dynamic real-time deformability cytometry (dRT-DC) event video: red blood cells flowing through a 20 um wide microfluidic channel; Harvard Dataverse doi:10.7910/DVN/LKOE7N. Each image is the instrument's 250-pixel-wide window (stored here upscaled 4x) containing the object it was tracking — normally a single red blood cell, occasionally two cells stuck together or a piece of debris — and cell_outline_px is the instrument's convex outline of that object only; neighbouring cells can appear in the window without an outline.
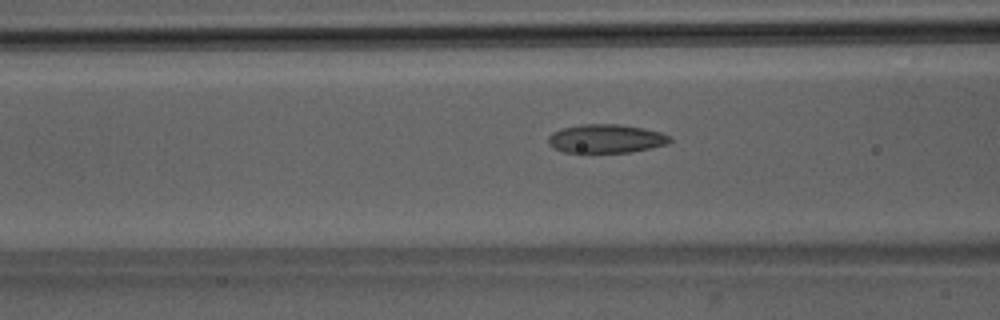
{"species": "Egyptian fruit bat (a non-hibernating species)", "species_latin": "Rousettus aegyptiacus", "temperature_condition": "room temperature", "stored_images_in_passage": 27, "camera_frame_rate_fps": 3000, "um_per_image_px": 0.085, "animal": {"sex": "male"}, "frame": {"image": 1, "passage_image": 4, "time_ms": 1.0, "image_size_px": [1000, 320], "cell_outline_px": [[672, 140], [668, 144], [632, 152], [564, 152], [548, 144], [548, 136], [552, 132], [564, 128], [580, 124], [620, 124], [644, 128], [660, 132], [672, 136]], "centroid_in_image_um": [51.55, 11.78], "position_along_channel_um": 115.1, "area_um2": 20.35}}
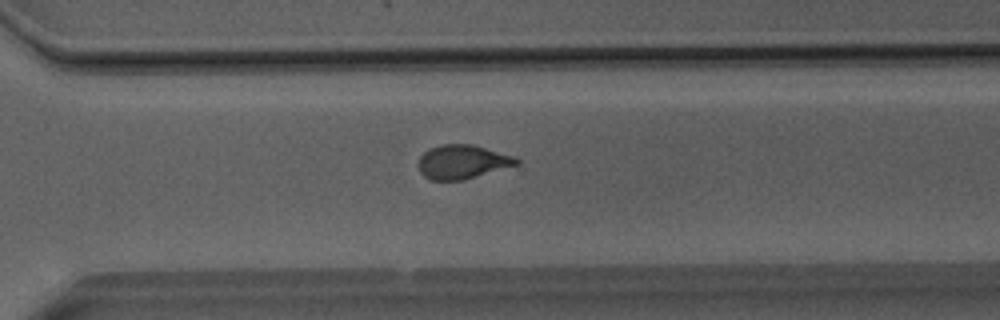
{"frame": {"image": 2, "passage_image": 20, "time_ms": 6.333, "image_size_px": [1000, 320], "cell_outline_px": [[520, 164], [464, 180], [432, 180], [424, 176], [420, 172], [416, 164], [420, 156], [428, 148], [440, 144], [472, 144], [512, 156], [520, 160]], "centroid_in_image_um": [39.26, 13.76], "position_along_channel_um": 331.3, "area_um2": 19.54}, "authors_computed_cell_mechanics": {"area_um2": 19.7098, "velocity_mm_per_s": 4.0527, "shape_relaxation_time_tau1_ms": 5.7265, "shape_relaxation_time_tau2_ms": 1.2954, "deformation_change_tau1": 0.181, "deformation_change_tau2": 0.0745}}